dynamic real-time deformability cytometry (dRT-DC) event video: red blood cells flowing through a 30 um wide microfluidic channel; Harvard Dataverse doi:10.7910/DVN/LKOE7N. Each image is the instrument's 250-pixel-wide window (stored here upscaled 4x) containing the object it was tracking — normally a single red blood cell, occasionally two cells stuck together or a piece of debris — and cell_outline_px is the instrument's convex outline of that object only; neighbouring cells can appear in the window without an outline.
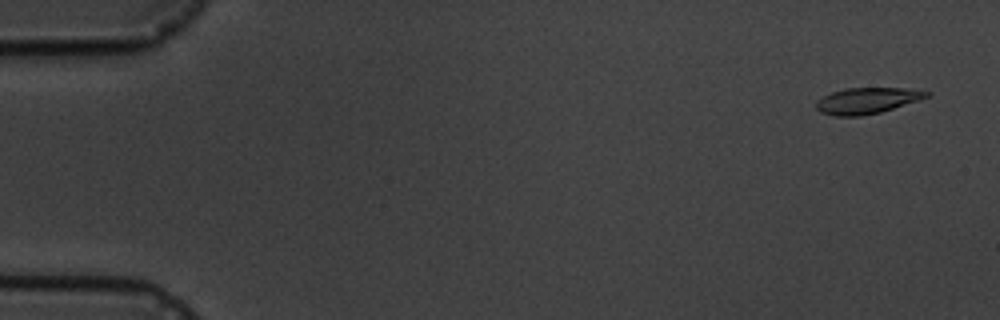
{"species": "common noctule bat (a hibernating species)", "species_latin": "Nyctalus noctula", "temperature_condition": "cold", "stored_images_in_passage": 5, "camera_frame_rate_fps": 3000, "um_per_image_px": 0.085, "animal": {"sex": "male", "body_mass_g": 19.5, "forearm_length_mm": 54.6}, "frame": {"image": 1, "passage_image": 1, "time_ms": 0.0, "image_size_px": [1000, 320], "cell_outline_px": [[932, 92], [928, 96], [880, 112], [860, 116], [836, 116], [820, 112], [816, 108], [816, 100], [832, 92], [844, 88], [904, 88]], "centroid_in_image_um": [73.63, 8.55], "position_along_channel_um": 11.4, "area_um2": 16.47}}
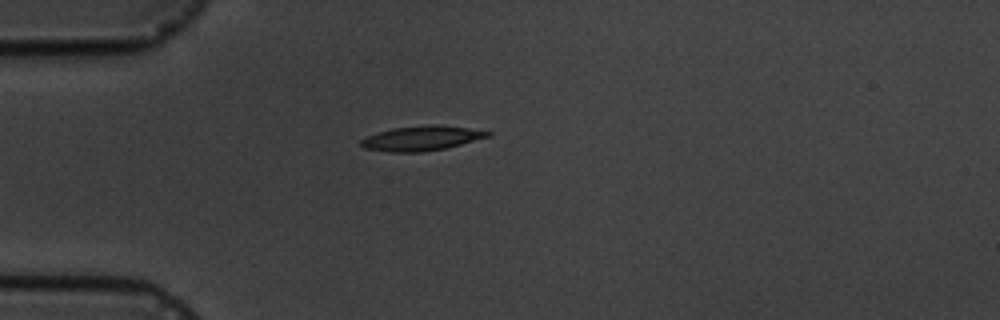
{"frame": {"image": 2, "passage_image": 5, "time_ms": 4.333, "image_size_px": [1000, 320], "cell_outline_px": [[492, 136], [444, 148], [420, 152], [388, 152], [364, 148], [360, 144], [360, 140], [368, 136], [392, 128], [468, 128], [492, 132]], "centroid_in_image_um": [35.78, 11.81], "position_along_channel_um": 49.2, "area_um2": 16.94}}